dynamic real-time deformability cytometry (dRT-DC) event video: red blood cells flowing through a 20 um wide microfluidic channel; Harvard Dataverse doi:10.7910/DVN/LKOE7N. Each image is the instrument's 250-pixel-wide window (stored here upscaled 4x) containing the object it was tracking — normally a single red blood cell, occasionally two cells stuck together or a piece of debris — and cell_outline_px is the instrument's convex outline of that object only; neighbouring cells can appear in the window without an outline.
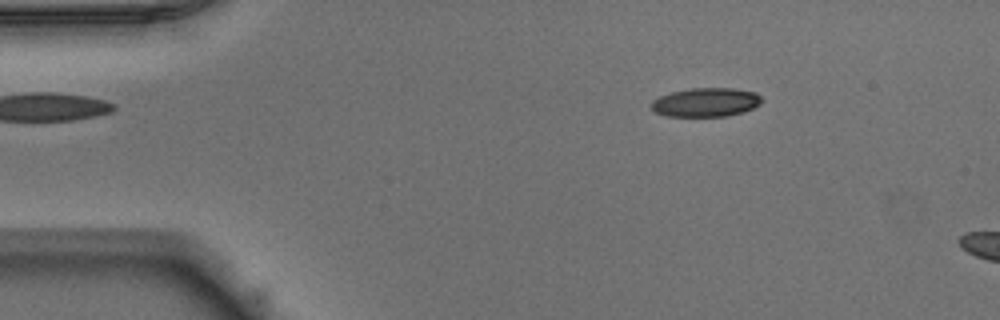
{"species": "Egyptian fruit bat (a non-hibernating species)", "species_latin": "Rousettus aegyptiacus", "temperature_condition": "warm", "stored_images_in_passage": 11, "camera_frame_rate_fps": 3000, "um_per_image_px": 0.085, "animal": {"sex": "male"}, "frame": {"image": 1, "passage_image": 7, "time_ms": 2.0, "image_size_px": [1000, 320], "cell_outline_px": [[764, 100], [760, 104], [744, 112], [728, 116], [664, 116], [656, 112], [648, 104], [652, 100], [660, 96], [672, 92], [692, 88], [732, 88], [756, 92]], "centroid_in_image_um": [60.0, 8.7], "position_along_channel_um": 25.0, "area_um2": 18.73}}